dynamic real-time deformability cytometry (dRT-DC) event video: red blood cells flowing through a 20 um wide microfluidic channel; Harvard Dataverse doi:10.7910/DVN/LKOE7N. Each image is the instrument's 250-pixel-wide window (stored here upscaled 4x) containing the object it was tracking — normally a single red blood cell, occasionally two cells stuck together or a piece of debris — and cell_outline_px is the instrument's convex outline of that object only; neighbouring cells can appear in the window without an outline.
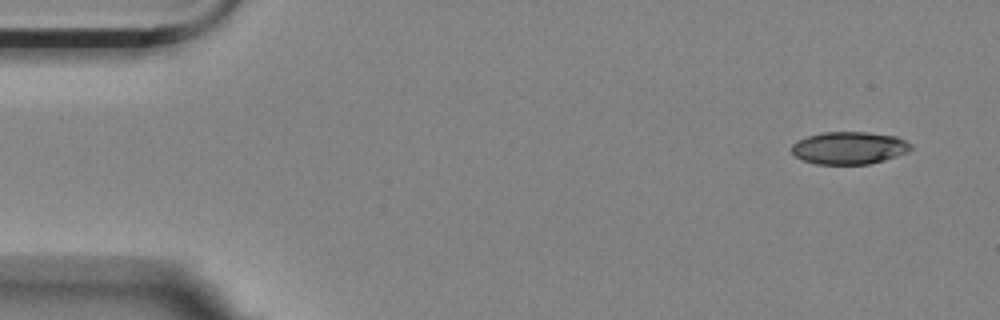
{"species": "Egyptian fruit bat (a non-hibernating species)", "species_latin": "Rousettus aegyptiacus", "temperature_condition": "room temperature", "stored_images_in_passage": 25, "camera_frame_rate_fps": 3000, "um_per_image_px": 0.085, "animal": {"sex": "female"}, "frame": {"image": 1, "passage_image": 1, "time_ms": 0.0, "image_size_px": [1000, 320], "cell_outline_px": [[912, 148], [908, 152], [884, 160], [868, 164], [816, 164], [804, 160], [796, 156], [792, 152], [792, 144], [796, 140], [808, 136], [824, 132], [864, 132], [896, 136], [912, 144]], "centroid_in_image_um": [72.18, 12.57], "position_along_channel_um": 12.8, "area_um2": 22.48}}
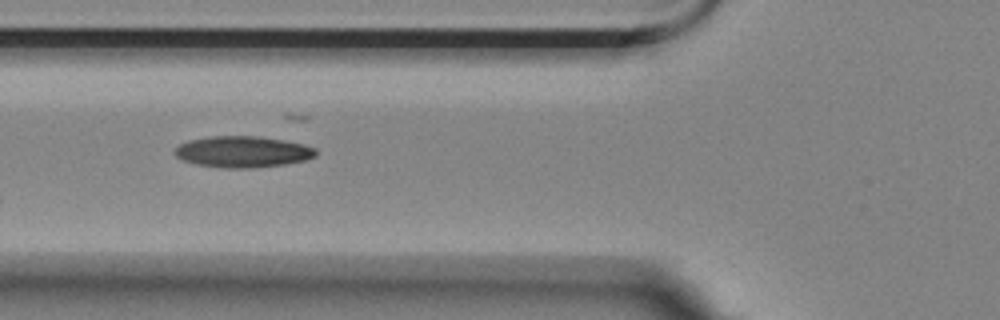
{"frame": {"image": 2, "passage_image": 18, "time_ms": 5.667, "image_size_px": [1000, 320], "cell_outline_px": [[316, 156], [304, 160], [284, 164], [252, 168], [224, 168], [196, 164], [184, 160], [176, 156], [172, 152], [180, 144], [188, 140], [212, 136], [260, 136], [284, 140], [304, 144], [316, 148]], "centroid_in_image_um": [20.63, 12.89], "position_along_channel_um": 105.2, "area_um2": 25.72}}
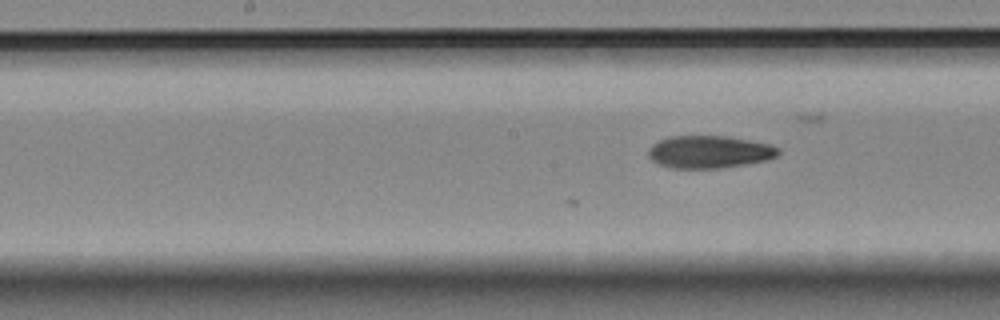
{"frame": {"image": 3, "passage_image": 25, "time_ms": 8.0, "image_size_px": [1000, 320], "cell_outline_px": [[780, 152], [776, 156], [768, 160], [720, 168], [672, 168], [660, 164], [652, 160], [648, 156], [648, 152], [652, 144], [668, 136], [728, 136], [768, 144], [780, 148]], "centroid_in_image_um": [60.29, 12.91], "position_along_channel_um": 187.9, "area_um2": 24.51}}